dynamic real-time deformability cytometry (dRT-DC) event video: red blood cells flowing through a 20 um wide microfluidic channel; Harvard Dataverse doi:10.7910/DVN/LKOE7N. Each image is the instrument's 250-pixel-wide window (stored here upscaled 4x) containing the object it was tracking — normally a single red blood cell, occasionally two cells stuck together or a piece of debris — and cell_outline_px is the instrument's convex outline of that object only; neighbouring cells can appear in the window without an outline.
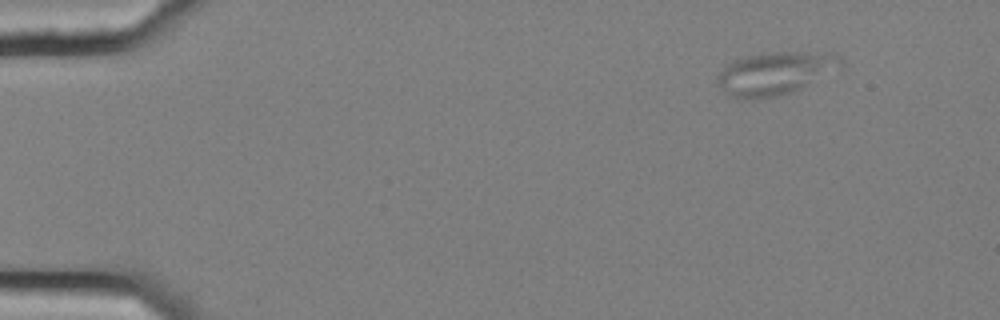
{"species": "common noctule bat (a hibernating species)", "species_latin": "Nyctalus noctula", "temperature_condition": "cold", "stored_images_in_passage": 51, "camera_frame_rate_fps": 3000, "um_per_image_px": 0.085, "animal": {"sex": "female", "body_mass_g": 25.1}, "frame": {"image": 1, "passage_image": 1, "time_ms": 0.0, "image_size_px": [1000, 320], "cell_outline_px": [[844, 64], [840, 68], [792, 92], [776, 96], [736, 100], [728, 96], [716, 84], [716, 76], [728, 64], [736, 60], [748, 56], [776, 52], [832, 52], [840, 56], [844, 60]], "centroid_in_image_um": [65.89, 6.24], "position_along_channel_um": 19.1, "area_um2": 30.87}}
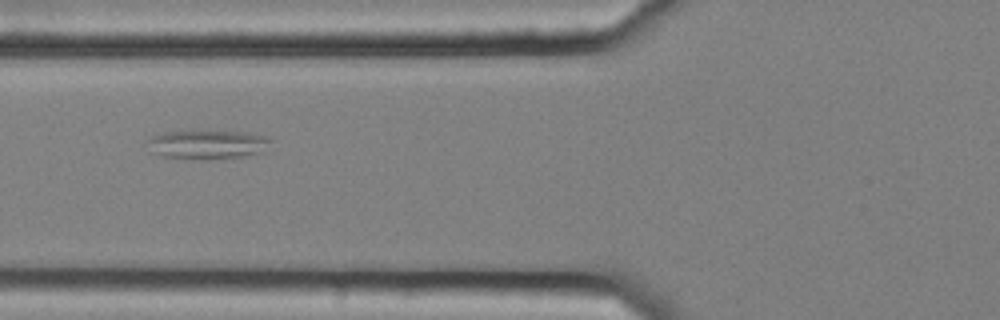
{"frame": {"image": 2, "passage_image": 17, "time_ms": 5.333, "image_size_px": [1000, 320], "cell_outline_px": [[272, 140], [268, 152], [240, 156], [208, 160], [204, 160], [164, 156], [152, 152], [144, 140], [152, 136], [164, 132], [244, 132], [268, 136]], "centroid_in_image_um": [17.69, 12.3], "position_along_channel_um": 108.1, "area_um2": 20.87}}
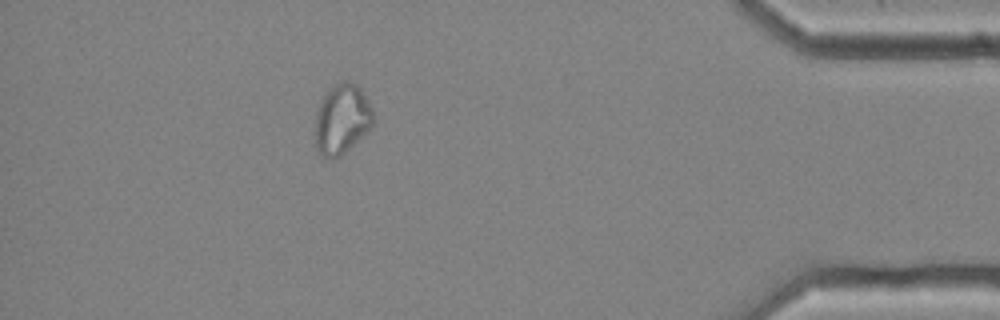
{"frame": {"image": 3, "passage_image": 45, "time_ms": 14.667, "image_size_px": [1000, 320], "cell_outline_px": [[372, 124], [340, 156], [324, 156], [320, 152], [316, 144], [316, 112], [324, 96], [336, 84], [344, 80], [348, 80], [356, 84], [360, 88], [372, 108]], "centroid_in_image_um": [29.06, 10.07], "position_along_channel_um": 406.1, "area_um2": 22.54}}